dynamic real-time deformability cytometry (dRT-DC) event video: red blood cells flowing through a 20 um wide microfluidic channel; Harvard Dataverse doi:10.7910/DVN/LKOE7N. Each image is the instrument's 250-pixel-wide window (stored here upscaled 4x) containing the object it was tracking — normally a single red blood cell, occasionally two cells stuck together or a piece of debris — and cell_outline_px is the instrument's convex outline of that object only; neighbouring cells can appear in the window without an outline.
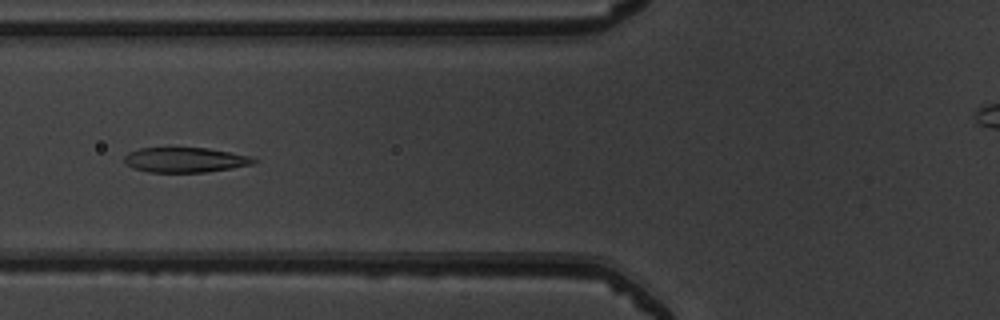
{"species": "common noctule bat (a hibernating species)", "species_latin": "Nyctalus noctula", "temperature_condition": "warm", "stored_images_in_passage": 53, "camera_frame_rate_fps": 3000, "um_per_image_px": 0.085, "animal": {"sex": "male", "body_mass_g": 19.5, "forearm_length_mm": 54.6}, "frame": {"image": 1, "passage_image": 21, "time_ms": 6.667, "image_size_px": [1000, 320], "cell_outline_px": [[260, 160], [252, 164], [232, 168], [204, 172], [148, 172], [132, 168], [124, 164], [124, 156], [128, 152], [140, 148], [208, 148], [252, 156]], "centroid_in_image_um": [15.73, 13.59], "position_along_channel_um": 110.1, "area_um2": 18.96}}
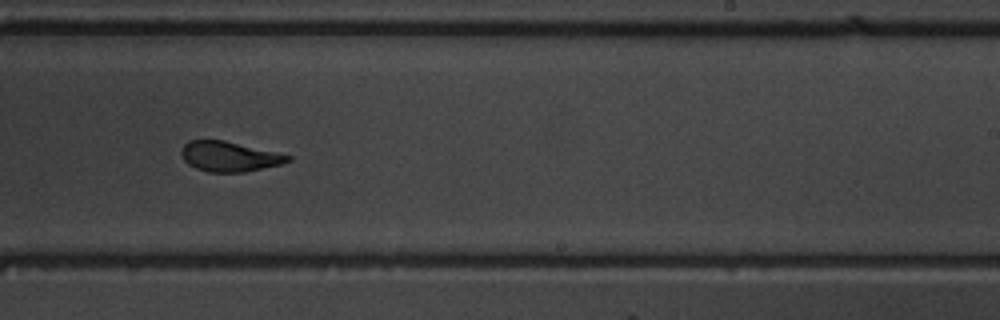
{"frame": {"image": 2, "passage_image": 33, "time_ms": 10.667, "image_size_px": [1000, 320], "cell_outline_px": [[292, 160], [280, 164], [244, 172], [208, 172], [196, 168], [188, 164], [184, 160], [180, 152], [184, 144], [188, 140], [224, 140], [280, 152], [292, 156]], "centroid_in_image_um": [19.5, 13.29], "position_along_channel_um": 269.5, "area_um2": 18.79}}
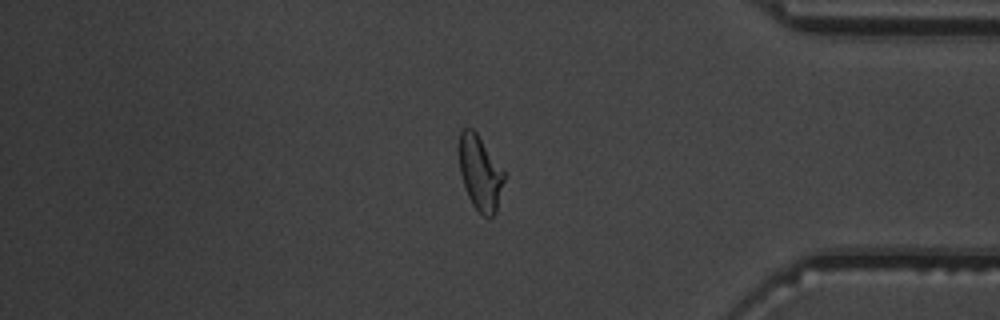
{"frame": {"image": 3, "passage_image": 44, "time_ms": 14.333, "image_size_px": [1000, 320], "cell_outline_px": [[504, 180], [496, 212], [492, 216], [484, 216], [472, 204], [468, 196], [460, 172], [460, 132], [464, 128], [472, 128], [476, 132], [504, 168]], "centroid_in_image_um": [40.83, 14.68], "position_along_channel_um": 394.4, "area_um2": 19.36}, "authors_computed_cell_mechanics": {"area_um2": 19.7676, "velocity_mm_per_s": 3.9929, "shape_relaxation_time_tau1_ms": 4.1618, "shape_relaxation_time_tau2_ms": 1.0705, "deformation_change_tau1": 0.179, "deformation_change_tau2": 0.0841}}